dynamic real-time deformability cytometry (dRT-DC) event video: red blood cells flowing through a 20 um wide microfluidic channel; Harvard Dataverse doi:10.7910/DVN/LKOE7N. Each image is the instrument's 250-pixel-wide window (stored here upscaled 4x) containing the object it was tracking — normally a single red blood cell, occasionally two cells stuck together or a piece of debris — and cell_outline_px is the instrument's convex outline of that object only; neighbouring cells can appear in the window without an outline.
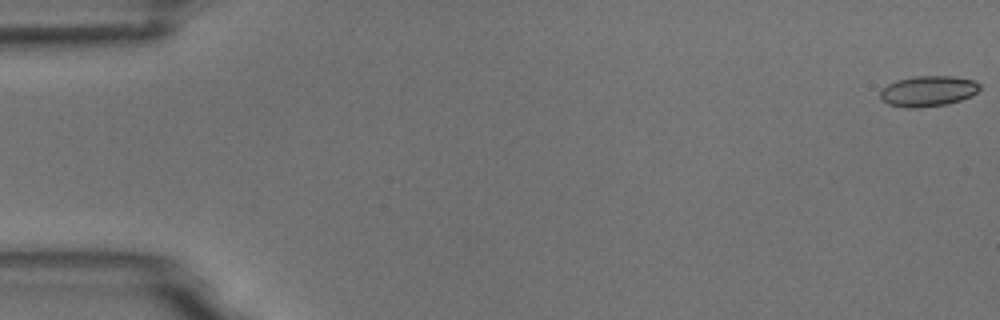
{"species": "common noctule bat (a hibernating species)", "species_latin": "Nyctalus noctula", "temperature_condition": "room temperature", "stored_images_in_passage": 9, "camera_frame_rate_fps": 3000, "um_per_image_px": 0.085, "animal": {"sex": "male", "body_mass_g": 18.8}, "frame": {"image": 1, "passage_image": 1, "time_ms": 0.0, "image_size_px": [1000, 320], "cell_outline_px": [[980, 88], [976, 92], [960, 100], [948, 104], [916, 108], [908, 108], [888, 104], [880, 96], [880, 92], [888, 84], [896, 80], [912, 76], [952, 76], [972, 80], [980, 84]], "centroid_in_image_um": [78.87, 7.74], "position_along_channel_um": 6.1, "area_um2": 17.57}}
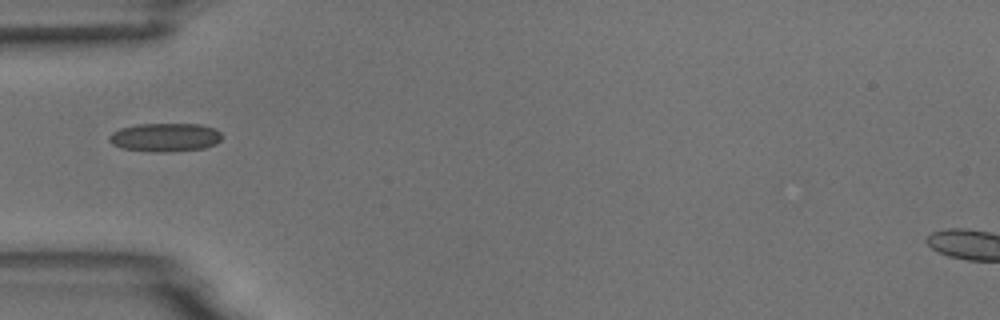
{"frame": {"image": 2, "passage_image": 6, "time_ms": 5.667, "image_size_px": [1000, 320], "cell_outline_px": [[220, 140], [216, 144], [204, 148], [168, 152], [148, 152], [120, 148], [112, 144], [108, 140], [108, 136], [112, 132], [120, 128], [136, 124], [200, 124], [216, 128], [220, 132]], "centroid_in_image_um": [14.0, 11.68], "position_along_channel_um": 71.0, "area_um2": 19.02}}